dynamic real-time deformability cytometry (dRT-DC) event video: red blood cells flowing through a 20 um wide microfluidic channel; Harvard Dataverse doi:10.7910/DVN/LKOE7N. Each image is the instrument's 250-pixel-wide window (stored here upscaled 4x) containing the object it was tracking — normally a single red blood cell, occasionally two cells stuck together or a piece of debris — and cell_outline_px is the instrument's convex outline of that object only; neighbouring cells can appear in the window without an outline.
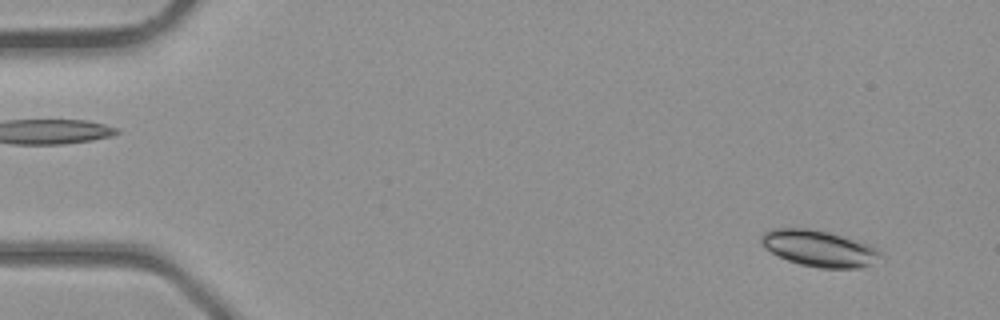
{"species": "common noctule bat (a hibernating species)", "species_latin": "Nyctalus noctula", "temperature_condition": "room temperature", "stored_images_in_passage": 40, "camera_frame_rate_fps": 3000, "um_per_image_px": 0.085, "animal": {"sex": "male", "body_mass_g": 23.1, "forearm_length_mm": 52.7}, "frame": {"image": 1, "passage_image": 2, "time_ms": 0.333, "image_size_px": [1000, 320], "cell_outline_px": [[884, 256], [860, 268], [820, 268], [800, 264], [788, 260], [764, 248], [760, 240], [760, 236], [764, 232], [772, 228], [808, 228], [828, 232], [868, 244], [876, 248]], "centroid_in_image_um": [69.59, 21.11], "position_along_channel_um": 15.4, "area_um2": 24.97}}
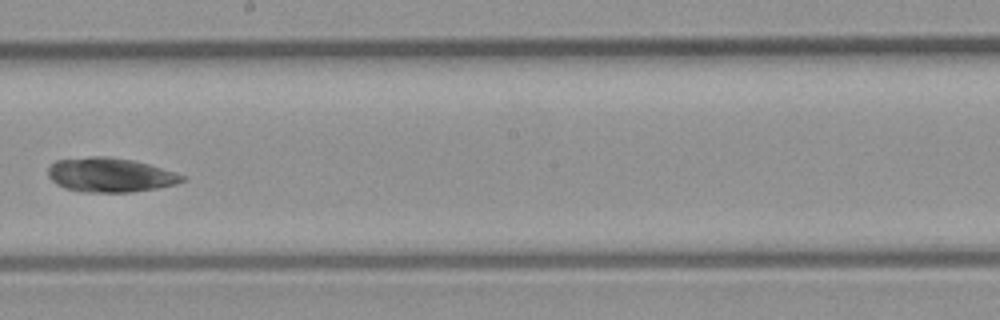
{"frame": {"image": 2, "passage_image": 22, "time_ms": 7.0, "image_size_px": [1000, 320], "cell_outline_px": [[188, 176], [184, 180], [176, 184], [160, 188], [128, 192], [80, 192], [64, 188], [56, 184], [48, 176], [48, 168], [56, 160], [88, 156], [108, 156], [132, 160], [148, 164], [176, 172]], "centroid_in_image_um": [9.37, 14.87], "position_along_channel_um": 238.8, "area_um2": 27.05}}
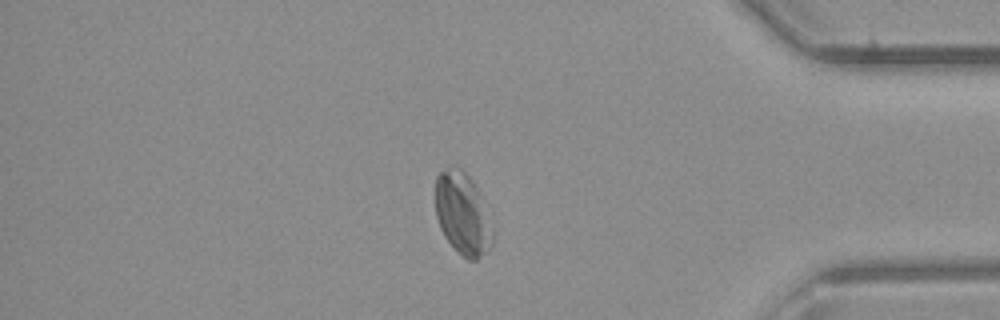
{"frame": {"image": 3, "passage_image": 33, "time_ms": 10.667, "image_size_px": [1000, 320], "cell_outline_px": [[492, 244], [476, 260], [468, 260], [444, 236], [440, 228], [436, 216], [436, 176], [440, 172], [448, 168], [460, 168], [468, 176], [476, 188], [492, 232]], "centroid_in_image_um": [39.27, 18.17], "position_along_channel_um": 395.9, "area_um2": 26.13}}